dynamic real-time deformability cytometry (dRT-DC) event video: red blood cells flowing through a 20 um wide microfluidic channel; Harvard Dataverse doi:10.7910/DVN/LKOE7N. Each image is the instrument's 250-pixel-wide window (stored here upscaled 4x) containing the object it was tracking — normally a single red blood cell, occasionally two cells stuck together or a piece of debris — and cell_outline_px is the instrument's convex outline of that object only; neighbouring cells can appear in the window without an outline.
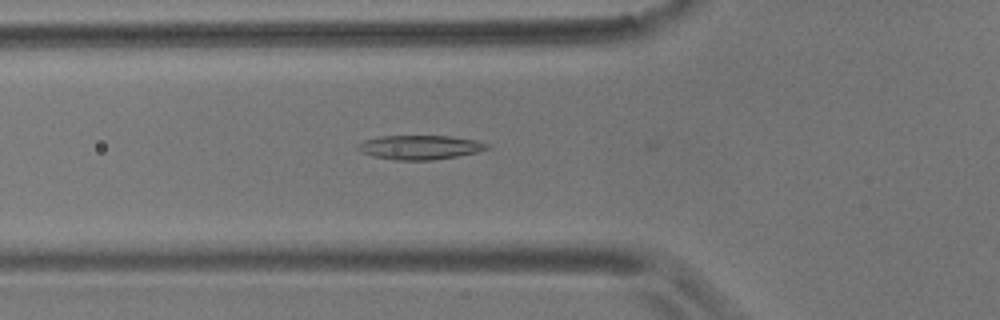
{"species": "common noctule bat (a hibernating species)", "species_latin": "Nyctalus noctula", "temperature_condition": "room temperature", "stored_images_in_passage": 38, "camera_frame_rate_fps": 3000, "um_per_image_px": 0.085, "animal": {"sex": "male", "body_mass_g": 17.9}, "frame": {"image": 1, "passage_image": 2, "time_ms": 0.333, "image_size_px": [1000, 320], "cell_outline_px": [[492, 148], [476, 152], [456, 156], [432, 160], [396, 160], [372, 156], [360, 152], [356, 148], [356, 144], [364, 140], [380, 136], [448, 136], [476, 140], [488, 144]], "centroid_in_image_um": [35.66, 12.52], "position_along_channel_um": 90.1, "area_um2": 18.26}}
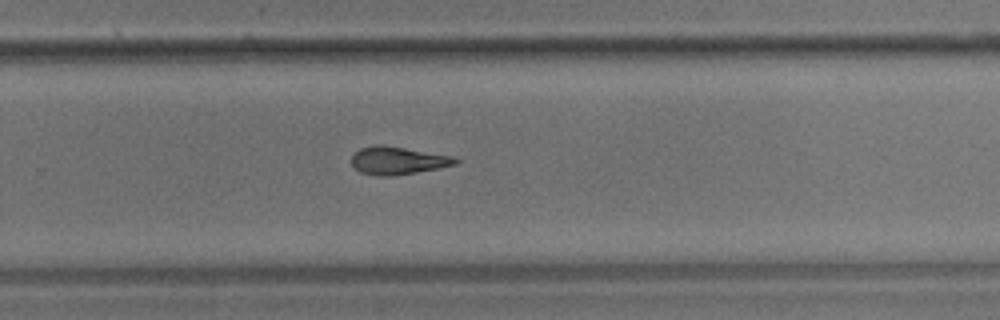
{"frame": {"image": 2, "passage_image": 19, "time_ms": 6.0, "image_size_px": [1000, 320], "cell_outline_px": [[460, 160], [456, 164], [416, 172], [392, 176], [380, 176], [360, 172], [352, 164], [352, 156], [360, 148], [376, 144], [384, 144], [452, 156]], "centroid_in_image_um": [33.79, 13.63], "position_along_channel_um": 296.0, "area_um2": 16.7}}
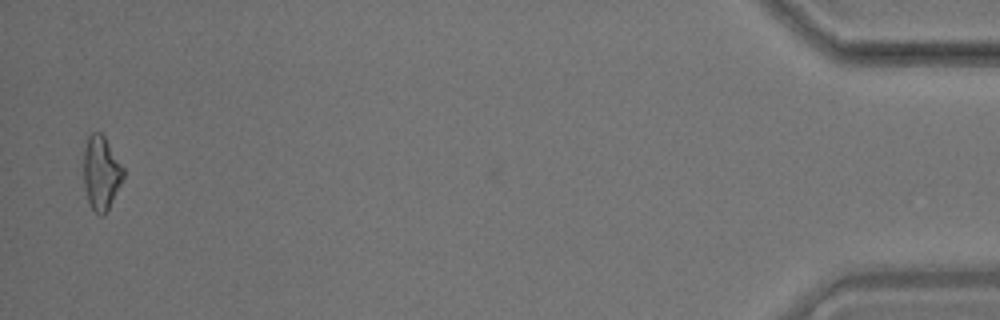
{"frame": {"image": 3, "passage_image": 37, "time_ms": 12.0, "image_size_px": [1000, 320], "cell_outline_px": [[124, 176], [104, 216], [100, 216], [92, 208], [88, 200], [84, 184], [84, 148], [88, 136], [92, 132], [100, 132], [104, 136], [124, 168]], "centroid_in_image_um": [8.59, 14.67], "position_along_channel_um": 426.6, "area_um2": 16.82}}